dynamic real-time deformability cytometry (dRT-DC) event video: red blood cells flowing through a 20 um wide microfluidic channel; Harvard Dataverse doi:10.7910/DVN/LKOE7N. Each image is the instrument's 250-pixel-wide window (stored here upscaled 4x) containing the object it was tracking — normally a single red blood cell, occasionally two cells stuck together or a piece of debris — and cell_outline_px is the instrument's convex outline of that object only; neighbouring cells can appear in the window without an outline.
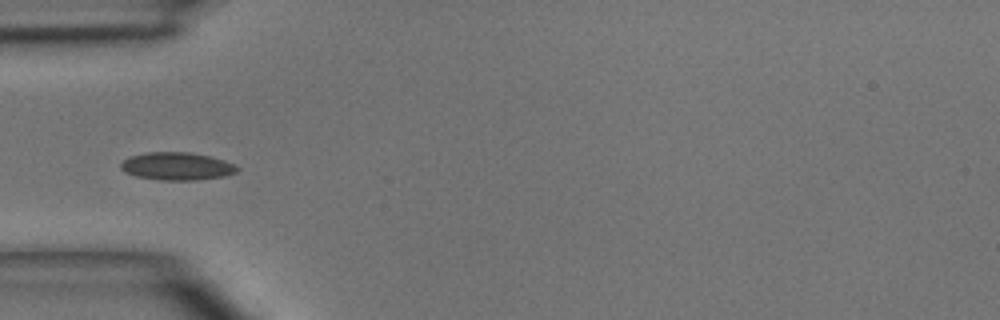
{"species": "common noctule bat (a hibernating species)", "species_latin": "Nyctalus noctula", "temperature_condition": "room temperature", "stored_images_in_passage": 3, "camera_frame_rate_fps": 3000, "um_per_image_px": 0.085, "animal": {"sex": "male", "body_mass_g": 15.6}, "frame": {"image": 1, "passage_image": 3, "time_ms": 3.0, "image_size_px": [1000, 320], "cell_outline_px": [[240, 168], [236, 172], [224, 176], [196, 180], [160, 180], [136, 176], [124, 172], [120, 168], [120, 164], [124, 160], [132, 156], [148, 152], [188, 152], [212, 156], [236, 164]], "centroid_in_image_um": [15.06, 14.13], "position_along_channel_um": 69.9, "area_um2": 18.9}}